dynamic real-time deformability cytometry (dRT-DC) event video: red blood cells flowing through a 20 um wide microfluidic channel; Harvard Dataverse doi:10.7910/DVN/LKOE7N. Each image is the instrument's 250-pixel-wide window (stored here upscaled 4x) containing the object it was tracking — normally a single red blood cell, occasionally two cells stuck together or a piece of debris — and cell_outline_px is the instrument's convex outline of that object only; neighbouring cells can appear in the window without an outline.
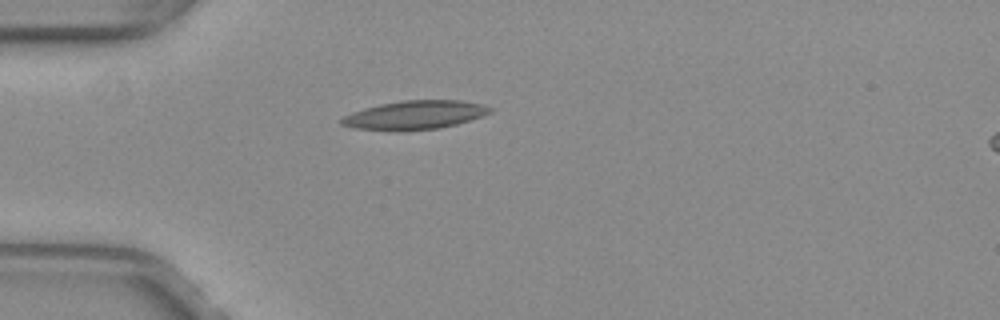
{"species": "common noctule bat (a hibernating species)", "species_latin": "Nyctalus noctula", "temperature_condition": "warm", "stored_images_in_passage": 36, "camera_frame_rate_fps": 3000, "um_per_image_px": 0.085, "animal": {"sex": "female", "body_mass_g": 29.2, "forearm_length_mm": 56.3}, "frame": {"image": 1, "passage_image": 2, "time_ms": 0.333, "image_size_px": [1000, 320], "cell_outline_px": [[492, 112], [456, 124], [440, 128], [400, 132], [396, 132], [352, 128], [340, 124], [340, 120], [344, 116], [352, 112], [364, 108], [380, 104], [404, 100], [460, 100], [480, 104], [492, 108]], "centroid_in_image_um": [35.19, 9.79], "position_along_channel_um": 49.8, "area_um2": 25.03}}
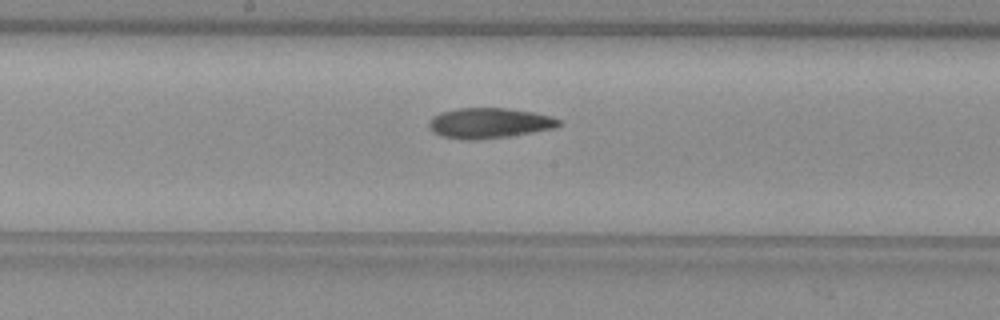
{"frame": {"image": 2, "passage_image": 15, "time_ms": 4.667, "image_size_px": [1000, 320], "cell_outline_px": [[560, 124], [552, 128], [532, 132], [508, 136], [472, 140], [460, 140], [440, 136], [432, 132], [428, 128], [428, 120], [432, 116], [440, 112], [456, 108], [508, 108], [532, 112], [552, 116], [560, 120]], "centroid_in_image_um": [41.49, 10.46], "position_along_channel_um": 206.7, "area_um2": 23.12}}
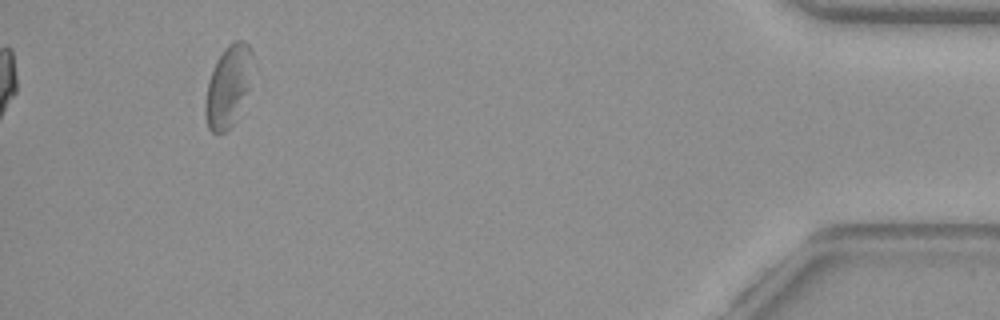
{"frame": {"image": 3, "passage_image": 36, "time_ms": 11.667, "image_size_px": [1000, 320], "cell_outline_px": [[256, 64], [252, 88], [236, 120], [224, 132], [212, 132], [208, 128], [204, 112], [204, 104], [208, 80], [212, 68], [216, 60], [224, 48], [228, 44], [236, 40], [244, 40], [252, 48]], "centroid_in_image_um": [19.48, 7.26], "position_along_channel_um": 415.7, "area_um2": 23.81}}